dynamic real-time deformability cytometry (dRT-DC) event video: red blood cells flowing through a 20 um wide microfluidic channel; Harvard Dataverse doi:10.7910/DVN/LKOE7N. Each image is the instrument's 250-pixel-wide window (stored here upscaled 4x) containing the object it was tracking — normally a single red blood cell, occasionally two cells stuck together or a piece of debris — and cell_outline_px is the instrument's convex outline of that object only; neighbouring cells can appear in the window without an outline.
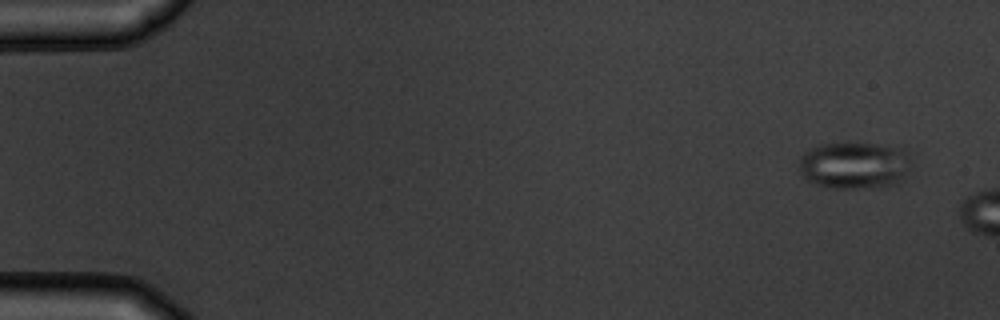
{"species": "common noctule bat (a hibernating species)", "species_latin": "Nyctalus noctula", "temperature_condition": "warm", "stored_images_in_passage": 3, "camera_frame_rate_fps": 3000, "um_per_image_px": 0.085, "animal": {"sex": "male", "body_mass_g": 19.5, "forearm_length_mm": 54.6}, "frame": {"image": 1, "passage_image": 1, "time_ms": 0.0, "image_size_px": [1000, 320], "cell_outline_px": [[908, 172], [904, 180], [896, 184], [872, 188], [832, 188], [816, 184], [804, 180], [800, 172], [800, 156], [808, 148], [820, 144], [848, 140], [908, 148]], "centroid_in_image_um": [72.62, 14.01], "position_along_channel_um": 12.4, "area_um2": 31.96}}